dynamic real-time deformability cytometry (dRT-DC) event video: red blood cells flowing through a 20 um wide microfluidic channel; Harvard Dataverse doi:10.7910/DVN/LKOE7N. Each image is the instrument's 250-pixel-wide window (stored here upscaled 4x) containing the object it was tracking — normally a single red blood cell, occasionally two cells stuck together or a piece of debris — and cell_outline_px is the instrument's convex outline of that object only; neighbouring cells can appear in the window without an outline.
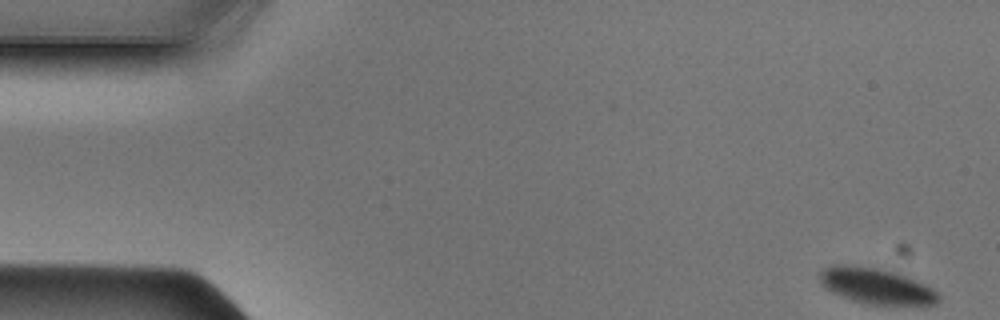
{"species": "Egyptian fruit bat (a non-hibernating species)", "species_latin": "Rousettus aegyptiacus", "temperature_condition": "cold", "stored_images_in_passage": 48, "camera_frame_rate_fps": 3000, "um_per_image_px": 0.085, "animal": {"sex": "male"}, "frame": {"image": 1, "passage_image": 1, "time_ms": 0.0, "image_size_px": [1000, 320], "cell_outline_px": [[940, 300], [936, 304], [868, 304], [852, 300], [840, 296], [824, 288], [820, 284], [820, 272], [824, 268], [832, 264], [844, 264], [876, 268], [900, 272], [932, 288], [940, 296]], "centroid_in_image_um": [74.45, 24.29], "position_along_channel_um": 10.6, "area_um2": 24.85}}
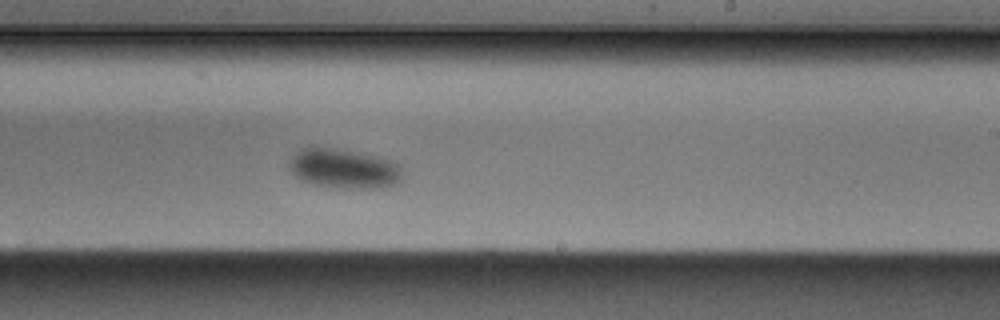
{"frame": {"image": 2, "passage_image": 28, "time_ms": 9.0, "image_size_px": [1000, 320], "cell_outline_px": [[400, 180], [396, 184], [384, 188], [352, 188], [316, 184], [304, 180], [296, 176], [288, 168], [288, 160], [300, 148], [312, 144], [316, 144], [360, 152], [392, 160], [400, 164]], "centroid_in_image_um": [29.19, 14.27], "position_along_channel_um": 259.8, "area_um2": 26.59}}
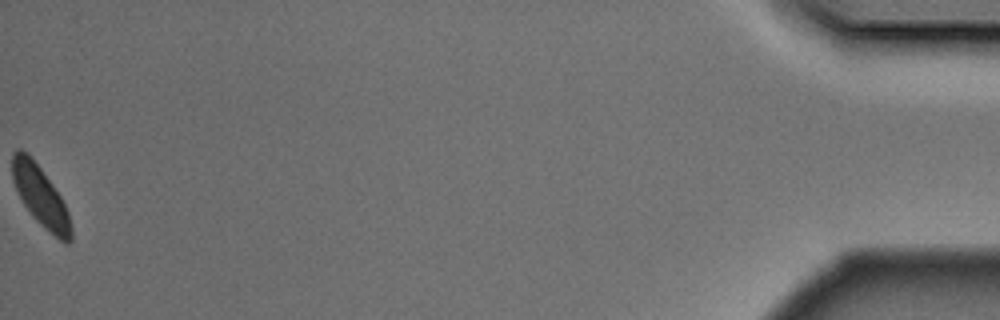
{"frame": {"image": 3, "passage_image": 48, "time_ms": 15.667, "image_size_px": [1000, 320], "cell_outline_px": [[72, 240], [68, 244], [64, 244], [44, 228], [32, 216], [24, 204], [12, 180], [12, 152], [16, 148], [20, 148], [40, 168], [52, 184], [60, 196], [68, 212], [72, 228]], "centroid_in_image_um": [3.46, 16.74], "position_along_channel_um": 431.7, "area_um2": 20.35}}